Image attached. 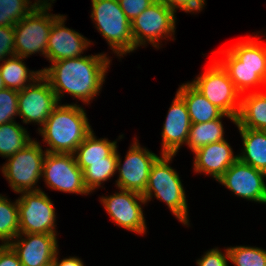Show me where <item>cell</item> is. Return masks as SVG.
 <instances>
[{
    "label": "cell",
    "instance_id": "14",
    "mask_svg": "<svg viewBox=\"0 0 266 266\" xmlns=\"http://www.w3.org/2000/svg\"><path fill=\"white\" fill-rule=\"evenodd\" d=\"M100 199L116 225L136 234L146 233V220L141 206L146 200L142 194L120 189L119 192Z\"/></svg>",
    "mask_w": 266,
    "mask_h": 266
},
{
    "label": "cell",
    "instance_id": "24",
    "mask_svg": "<svg viewBox=\"0 0 266 266\" xmlns=\"http://www.w3.org/2000/svg\"><path fill=\"white\" fill-rule=\"evenodd\" d=\"M92 132L77 147L74 156L82 171L88 167V162L107 161V157L117 148V141L110 142L108 138L97 139Z\"/></svg>",
    "mask_w": 266,
    "mask_h": 266
},
{
    "label": "cell",
    "instance_id": "4",
    "mask_svg": "<svg viewBox=\"0 0 266 266\" xmlns=\"http://www.w3.org/2000/svg\"><path fill=\"white\" fill-rule=\"evenodd\" d=\"M176 154H161L153 163L148 183L142 196L151 201L152 197L166 203L170 211L184 225H189L188 204L179 174L169 163ZM154 193V194H153Z\"/></svg>",
    "mask_w": 266,
    "mask_h": 266
},
{
    "label": "cell",
    "instance_id": "37",
    "mask_svg": "<svg viewBox=\"0 0 266 266\" xmlns=\"http://www.w3.org/2000/svg\"><path fill=\"white\" fill-rule=\"evenodd\" d=\"M58 252L54 257V266H84L83 261L77 257H68L59 261Z\"/></svg>",
    "mask_w": 266,
    "mask_h": 266
},
{
    "label": "cell",
    "instance_id": "36",
    "mask_svg": "<svg viewBox=\"0 0 266 266\" xmlns=\"http://www.w3.org/2000/svg\"><path fill=\"white\" fill-rule=\"evenodd\" d=\"M0 266H22L13 249L2 243L0 244Z\"/></svg>",
    "mask_w": 266,
    "mask_h": 266
},
{
    "label": "cell",
    "instance_id": "1",
    "mask_svg": "<svg viewBox=\"0 0 266 266\" xmlns=\"http://www.w3.org/2000/svg\"><path fill=\"white\" fill-rule=\"evenodd\" d=\"M110 62L106 54L100 53L51 62L50 67L42 68L41 71L58 102L66 92L84 104H89L100 93Z\"/></svg>",
    "mask_w": 266,
    "mask_h": 266
},
{
    "label": "cell",
    "instance_id": "6",
    "mask_svg": "<svg viewBox=\"0 0 266 266\" xmlns=\"http://www.w3.org/2000/svg\"><path fill=\"white\" fill-rule=\"evenodd\" d=\"M51 5L48 0H42L35 9L13 26L16 56L26 58L40 52L47 58L50 31L54 21L61 15L48 13Z\"/></svg>",
    "mask_w": 266,
    "mask_h": 266
},
{
    "label": "cell",
    "instance_id": "17",
    "mask_svg": "<svg viewBox=\"0 0 266 266\" xmlns=\"http://www.w3.org/2000/svg\"><path fill=\"white\" fill-rule=\"evenodd\" d=\"M65 21V16L60 15L52 25L47 46L49 62L80 57L91 44L81 33L65 27Z\"/></svg>",
    "mask_w": 266,
    "mask_h": 266
},
{
    "label": "cell",
    "instance_id": "25",
    "mask_svg": "<svg viewBox=\"0 0 266 266\" xmlns=\"http://www.w3.org/2000/svg\"><path fill=\"white\" fill-rule=\"evenodd\" d=\"M223 117L229 118L236 124V118L225 113L220 118L210 122L191 124L186 145H188L193 153L207 144L225 140L224 128L221 121Z\"/></svg>",
    "mask_w": 266,
    "mask_h": 266
},
{
    "label": "cell",
    "instance_id": "2",
    "mask_svg": "<svg viewBox=\"0 0 266 266\" xmlns=\"http://www.w3.org/2000/svg\"><path fill=\"white\" fill-rule=\"evenodd\" d=\"M84 108L77 104L57 105L41 128H38L48 153L74 154L92 132Z\"/></svg>",
    "mask_w": 266,
    "mask_h": 266
},
{
    "label": "cell",
    "instance_id": "13",
    "mask_svg": "<svg viewBox=\"0 0 266 266\" xmlns=\"http://www.w3.org/2000/svg\"><path fill=\"white\" fill-rule=\"evenodd\" d=\"M18 114L23 123L31 122L40 127L46 122L53 109L60 104L49 81L41 75L32 84L18 93Z\"/></svg>",
    "mask_w": 266,
    "mask_h": 266
},
{
    "label": "cell",
    "instance_id": "5",
    "mask_svg": "<svg viewBox=\"0 0 266 266\" xmlns=\"http://www.w3.org/2000/svg\"><path fill=\"white\" fill-rule=\"evenodd\" d=\"M91 2V18L111 50L120 58L136 50L131 22L122 11L118 0H91Z\"/></svg>",
    "mask_w": 266,
    "mask_h": 266
},
{
    "label": "cell",
    "instance_id": "28",
    "mask_svg": "<svg viewBox=\"0 0 266 266\" xmlns=\"http://www.w3.org/2000/svg\"><path fill=\"white\" fill-rule=\"evenodd\" d=\"M19 235L18 201L10 202L0 194V241L9 245Z\"/></svg>",
    "mask_w": 266,
    "mask_h": 266
},
{
    "label": "cell",
    "instance_id": "30",
    "mask_svg": "<svg viewBox=\"0 0 266 266\" xmlns=\"http://www.w3.org/2000/svg\"><path fill=\"white\" fill-rule=\"evenodd\" d=\"M229 260L235 266H266V250L251 246L227 248Z\"/></svg>",
    "mask_w": 266,
    "mask_h": 266
},
{
    "label": "cell",
    "instance_id": "34",
    "mask_svg": "<svg viewBox=\"0 0 266 266\" xmlns=\"http://www.w3.org/2000/svg\"><path fill=\"white\" fill-rule=\"evenodd\" d=\"M224 254L218 248L207 251L201 259L196 261L198 266H228L229 254L227 249Z\"/></svg>",
    "mask_w": 266,
    "mask_h": 266
},
{
    "label": "cell",
    "instance_id": "23",
    "mask_svg": "<svg viewBox=\"0 0 266 266\" xmlns=\"http://www.w3.org/2000/svg\"><path fill=\"white\" fill-rule=\"evenodd\" d=\"M20 56H9L0 63V73L5 88L20 91L42 75V71L29 70ZM29 82V83H28ZM28 83V84H27Z\"/></svg>",
    "mask_w": 266,
    "mask_h": 266
},
{
    "label": "cell",
    "instance_id": "9",
    "mask_svg": "<svg viewBox=\"0 0 266 266\" xmlns=\"http://www.w3.org/2000/svg\"><path fill=\"white\" fill-rule=\"evenodd\" d=\"M175 24V12L159 0H155L131 22L134 47L145 46L149 42L155 48H159L160 39L173 37L176 29Z\"/></svg>",
    "mask_w": 266,
    "mask_h": 266
},
{
    "label": "cell",
    "instance_id": "31",
    "mask_svg": "<svg viewBox=\"0 0 266 266\" xmlns=\"http://www.w3.org/2000/svg\"><path fill=\"white\" fill-rule=\"evenodd\" d=\"M18 93L19 91L4 88L0 90V125L15 121L18 116Z\"/></svg>",
    "mask_w": 266,
    "mask_h": 266
},
{
    "label": "cell",
    "instance_id": "38",
    "mask_svg": "<svg viewBox=\"0 0 266 266\" xmlns=\"http://www.w3.org/2000/svg\"><path fill=\"white\" fill-rule=\"evenodd\" d=\"M5 88V84H4V81L1 77V73H0V90L4 89Z\"/></svg>",
    "mask_w": 266,
    "mask_h": 266
},
{
    "label": "cell",
    "instance_id": "22",
    "mask_svg": "<svg viewBox=\"0 0 266 266\" xmlns=\"http://www.w3.org/2000/svg\"><path fill=\"white\" fill-rule=\"evenodd\" d=\"M244 149L238 159L266 173V131L238 128Z\"/></svg>",
    "mask_w": 266,
    "mask_h": 266
},
{
    "label": "cell",
    "instance_id": "33",
    "mask_svg": "<svg viewBox=\"0 0 266 266\" xmlns=\"http://www.w3.org/2000/svg\"><path fill=\"white\" fill-rule=\"evenodd\" d=\"M154 1L155 0H118L122 11L130 22L147 9Z\"/></svg>",
    "mask_w": 266,
    "mask_h": 266
},
{
    "label": "cell",
    "instance_id": "12",
    "mask_svg": "<svg viewBox=\"0 0 266 266\" xmlns=\"http://www.w3.org/2000/svg\"><path fill=\"white\" fill-rule=\"evenodd\" d=\"M135 138L131 144L124 163L117 151V171L119 178L116 180L118 189L134 191L143 194L150 174L151 167L158 156L152 151L140 146Z\"/></svg>",
    "mask_w": 266,
    "mask_h": 266
},
{
    "label": "cell",
    "instance_id": "7",
    "mask_svg": "<svg viewBox=\"0 0 266 266\" xmlns=\"http://www.w3.org/2000/svg\"><path fill=\"white\" fill-rule=\"evenodd\" d=\"M37 140H32L23 149L8 157L1 170L16 193L39 191L35 187L42 177L43 161L46 155Z\"/></svg>",
    "mask_w": 266,
    "mask_h": 266
},
{
    "label": "cell",
    "instance_id": "10",
    "mask_svg": "<svg viewBox=\"0 0 266 266\" xmlns=\"http://www.w3.org/2000/svg\"><path fill=\"white\" fill-rule=\"evenodd\" d=\"M19 208V234H57L56 215L51 199L44 191L21 192Z\"/></svg>",
    "mask_w": 266,
    "mask_h": 266
},
{
    "label": "cell",
    "instance_id": "27",
    "mask_svg": "<svg viewBox=\"0 0 266 266\" xmlns=\"http://www.w3.org/2000/svg\"><path fill=\"white\" fill-rule=\"evenodd\" d=\"M117 169V148L107 157V161L88 162V167L83 170L84 184L92 193L107 181Z\"/></svg>",
    "mask_w": 266,
    "mask_h": 266
},
{
    "label": "cell",
    "instance_id": "15",
    "mask_svg": "<svg viewBox=\"0 0 266 266\" xmlns=\"http://www.w3.org/2000/svg\"><path fill=\"white\" fill-rule=\"evenodd\" d=\"M266 173L237 159L217 180L234 195L266 204Z\"/></svg>",
    "mask_w": 266,
    "mask_h": 266
},
{
    "label": "cell",
    "instance_id": "20",
    "mask_svg": "<svg viewBox=\"0 0 266 266\" xmlns=\"http://www.w3.org/2000/svg\"><path fill=\"white\" fill-rule=\"evenodd\" d=\"M176 93L184 100L192 124L210 122L224 114L221 109L210 103L189 82L182 84Z\"/></svg>",
    "mask_w": 266,
    "mask_h": 266
},
{
    "label": "cell",
    "instance_id": "29",
    "mask_svg": "<svg viewBox=\"0 0 266 266\" xmlns=\"http://www.w3.org/2000/svg\"><path fill=\"white\" fill-rule=\"evenodd\" d=\"M42 0H0V26H14L35 9ZM53 1L55 0H48Z\"/></svg>",
    "mask_w": 266,
    "mask_h": 266
},
{
    "label": "cell",
    "instance_id": "32",
    "mask_svg": "<svg viewBox=\"0 0 266 266\" xmlns=\"http://www.w3.org/2000/svg\"><path fill=\"white\" fill-rule=\"evenodd\" d=\"M9 55L15 56L14 27L0 26V62Z\"/></svg>",
    "mask_w": 266,
    "mask_h": 266
},
{
    "label": "cell",
    "instance_id": "19",
    "mask_svg": "<svg viewBox=\"0 0 266 266\" xmlns=\"http://www.w3.org/2000/svg\"><path fill=\"white\" fill-rule=\"evenodd\" d=\"M193 154H195L194 171L210 175L216 181L238 159V155L234 156L233 150L226 140L207 144Z\"/></svg>",
    "mask_w": 266,
    "mask_h": 266
},
{
    "label": "cell",
    "instance_id": "8",
    "mask_svg": "<svg viewBox=\"0 0 266 266\" xmlns=\"http://www.w3.org/2000/svg\"><path fill=\"white\" fill-rule=\"evenodd\" d=\"M195 79L189 83L199 93L225 114L237 119L242 96L218 61L215 60L203 74L198 75Z\"/></svg>",
    "mask_w": 266,
    "mask_h": 266
},
{
    "label": "cell",
    "instance_id": "39",
    "mask_svg": "<svg viewBox=\"0 0 266 266\" xmlns=\"http://www.w3.org/2000/svg\"><path fill=\"white\" fill-rule=\"evenodd\" d=\"M43 266H54V260Z\"/></svg>",
    "mask_w": 266,
    "mask_h": 266
},
{
    "label": "cell",
    "instance_id": "3",
    "mask_svg": "<svg viewBox=\"0 0 266 266\" xmlns=\"http://www.w3.org/2000/svg\"><path fill=\"white\" fill-rule=\"evenodd\" d=\"M261 43L253 39L240 41L223 50L225 59L217 60L241 95L250 87L263 85L266 80V47Z\"/></svg>",
    "mask_w": 266,
    "mask_h": 266
},
{
    "label": "cell",
    "instance_id": "40",
    "mask_svg": "<svg viewBox=\"0 0 266 266\" xmlns=\"http://www.w3.org/2000/svg\"><path fill=\"white\" fill-rule=\"evenodd\" d=\"M266 85V80L264 81V84H263V86H265ZM265 96H266V93L264 94Z\"/></svg>",
    "mask_w": 266,
    "mask_h": 266
},
{
    "label": "cell",
    "instance_id": "18",
    "mask_svg": "<svg viewBox=\"0 0 266 266\" xmlns=\"http://www.w3.org/2000/svg\"><path fill=\"white\" fill-rule=\"evenodd\" d=\"M191 120L184 100L176 93L162 130L161 154H177L187 143Z\"/></svg>",
    "mask_w": 266,
    "mask_h": 266
},
{
    "label": "cell",
    "instance_id": "26",
    "mask_svg": "<svg viewBox=\"0 0 266 266\" xmlns=\"http://www.w3.org/2000/svg\"><path fill=\"white\" fill-rule=\"evenodd\" d=\"M31 141L27 130L15 121L0 125V156L8 158Z\"/></svg>",
    "mask_w": 266,
    "mask_h": 266
},
{
    "label": "cell",
    "instance_id": "21",
    "mask_svg": "<svg viewBox=\"0 0 266 266\" xmlns=\"http://www.w3.org/2000/svg\"><path fill=\"white\" fill-rule=\"evenodd\" d=\"M238 128L266 131V96L253 92L241 98V107L236 119Z\"/></svg>",
    "mask_w": 266,
    "mask_h": 266
},
{
    "label": "cell",
    "instance_id": "16",
    "mask_svg": "<svg viewBox=\"0 0 266 266\" xmlns=\"http://www.w3.org/2000/svg\"><path fill=\"white\" fill-rule=\"evenodd\" d=\"M56 236L57 234L23 233L9 246L17 254L22 266H43L53 261L58 251Z\"/></svg>",
    "mask_w": 266,
    "mask_h": 266
},
{
    "label": "cell",
    "instance_id": "35",
    "mask_svg": "<svg viewBox=\"0 0 266 266\" xmlns=\"http://www.w3.org/2000/svg\"><path fill=\"white\" fill-rule=\"evenodd\" d=\"M166 7L173 10L176 13V10H182L187 13L199 12L205 7V0H159Z\"/></svg>",
    "mask_w": 266,
    "mask_h": 266
},
{
    "label": "cell",
    "instance_id": "11",
    "mask_svg": "<svg viewBox=\"0 0 266 266\" xmlns=\"http://www.w3.org/2000/svg\"><path fill=\"white\" fill-rule=\"evenodd\" d=\"M42 177L47 187L66 193L88 195L82 169L74 154L46 153Z\"/></svg>",
    "mask_w": 266,
    "mask_h": 266
}]
</instances>
